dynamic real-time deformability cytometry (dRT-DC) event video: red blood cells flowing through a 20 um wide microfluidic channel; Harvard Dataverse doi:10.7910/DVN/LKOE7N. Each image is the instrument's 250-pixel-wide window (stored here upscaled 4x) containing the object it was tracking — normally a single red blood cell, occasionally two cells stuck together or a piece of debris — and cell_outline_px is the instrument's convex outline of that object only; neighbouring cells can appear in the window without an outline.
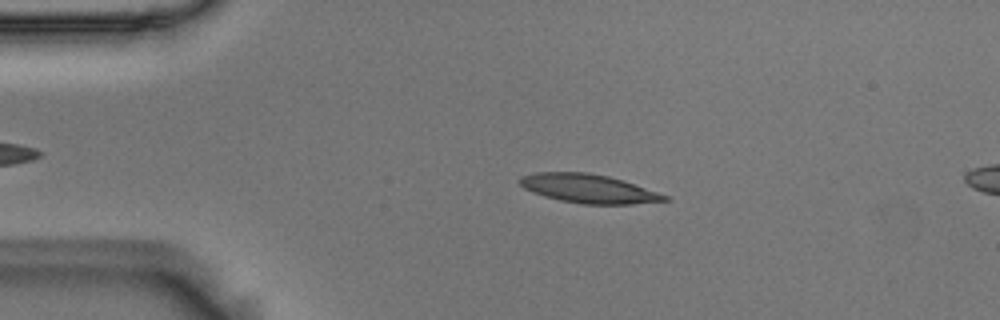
{"species": "Egyptian fruit bat (a non-hibernating species)", "species_latin": "Rousettus aegyptiacus", "temperature_condition": "room temperature", "stored_images_in_passage": 4, "camera_frame_rate_fps": 3000, "um_per_image_px": 0.085, "animal": {"sex": "male"}, "frame": {"image": 1, "passage_image": 2, "time_ms": 0.333, "image_size_px": [1000, 320], "cell_outline_px": [[668, 200], [632, 204], [580, 204], [560, 200], [544, 196], [532, 192], [524, 188], [520, 184], [520, 176], [536, 172], [588, 172], [608, 176], [668, 196]], "centroid_in_image_um": [49.95, 16.03], "position_along_channel_um": 35.0, "area_um2": 23.93}}